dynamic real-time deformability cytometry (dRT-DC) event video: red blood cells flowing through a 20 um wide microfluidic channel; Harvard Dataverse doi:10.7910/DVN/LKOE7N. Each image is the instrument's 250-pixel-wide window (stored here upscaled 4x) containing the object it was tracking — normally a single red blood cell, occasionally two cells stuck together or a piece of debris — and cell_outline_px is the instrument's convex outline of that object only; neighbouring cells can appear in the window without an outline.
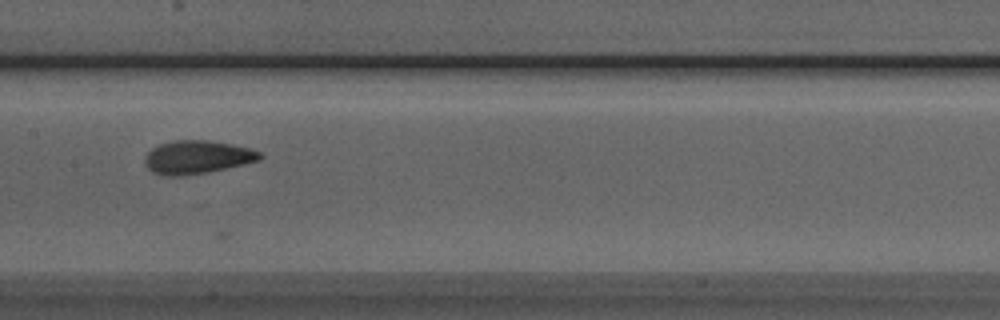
{"species": "Egyptian fruit bat (a non-hibernating species)", "species_latin": "Rousettus aegyptiacus", "temperature_condition": "room temperature", "stored_images_in_passage": 7, "camera_frame_rate_fps": 3000, "um_per_image_px": 0.085, "animal": {"sex": "male"}, "frame": {"image": 1, "passage_image": 5, "time_ms": 1.333, "image_size_px": [1000, 320], "cell_outline_px": [[264, 156], [260, 160], [244, 164], [208, 172], [180, 176], [168, 176], [152, 172], [144, 164], [144, 156], [152, 148], [160, 144], [176, 140], [208, 140], [232, 144], [252, 148], [260, 152]], "centroid_in_image_um": [16.77, 13.35], "position_along_channel_um": 190.6, "area_um2": 22.43}}
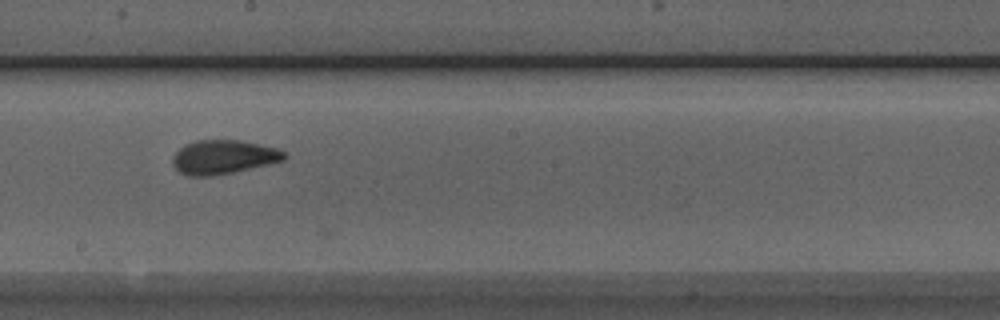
{"frame": {"image": 2, "passage_image": 6, "time_ms": 1.667, "image_size_px": [1000, 320], "cell_outline_px": [[288, 156], [284, 160], [268, 164], [232, 172], [212, 176], [188, 176], [180, 172], [172, 164], [172, 156], [184, 144], [196, 140], [240, 140], [276, 148], [284, 152]], "centroid_in_image_um": [18.96, 13.34], "position_along_channel_um": 229.2, "area_um2": 22.02}}